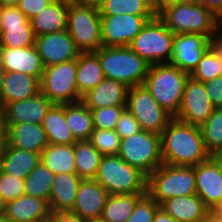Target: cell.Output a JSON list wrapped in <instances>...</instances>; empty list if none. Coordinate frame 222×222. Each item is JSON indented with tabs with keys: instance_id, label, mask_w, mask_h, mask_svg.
<instances>
[{
	"instance_id": "obj_54",
	"label": "cell",
	"mask_w": 222,
	"mask_h": 222,
	"mask_svg": "<svg viewBox=\"0 0 222 222\" xmlns=\"http://www.w3.org/2000/svg\"><path fill=\"white\" fill-rule=\"evenodd\" d=\"M36 222H55V216L50 212L47 216L38 219Z\"/></svg>"
},
{
	"instance_id": "obj_51",
	"label": "cell",
	"mask_w": 222,
	"mask_h": 222,
	"mask_svg": "<svg viewBox=\"0 0 222 222\" xmlns=\"http://www.w3.org/2000/svg\"><path fill=\"white\" fill-rule=\"evenodd\" d=\"M105 0H73L75 4L99 9Z\"/></svg>"
},
{
	"instance_id": "obj_42",
	"label": "cell",
	"mask_w": 222,
	"mask_h": 222,
	"mask_svg": "<svg viewBox=\"0 0 222 222\" xmlns=\"http://www.w3.org/2000/svg\"><path fill=\"white\" fill-rule=\"evenodd\" d=\"M160 205L148 194H145L136 204L126 222H153V217Z\"/></svg>"
},
{
	"instance_id": "obj_13",
	"label": "cell",
	"mask_w": 222,
	"mask_h": 222,
	"mask_svg": "<svg viewBox=\"0 0 222 222\" xmlns=\"http://www.w3.org/2000/svg\"><path fill=\"white\" fill-rule=\"evenodd\" d=\"M35 41L30 20L16 6H0V47L24 48Z\"/></svg>"
},
{
	"instance_id": "obj_33",
	"label": "cell",
	"mask_w": 222,
	"mask_h": 222,
	"mask_svg": "<svg viewBox=\"0 0 222 222\" xmlns=\"http://www.w3.org/2000/svg\"><path fill=\"white\" fill-rule=\"evenodd\" d=\"M65 121L76 141L90 139L94 130L92 112L82 101L65 104Z\"/></svg>"
},
{
	"instance_id": "obj_29",
	"label": "cell",
	"mask_w": 222,
	"mask_h": 222,
	"mask_svg": "<svg viewBox=\"0 0 222 222\" xmlns=\"http://www.w3.org/2000/svg\"><path fill=\"white\" fill-rule=\"evenodd\" d=\"M105 78L98 55L95 52H80L77 57L76 83L79 94L85 95Z\"/></svg>"
},
{
	"instance_id": "obj_16",
	"label": "cell",
	"mask_w": 222,
	"mask_h": 222,
	"mask_svg": "<svg viewBox=\"0 0 222 222\" xmlns=\"http://www.w3.org/2000/svg\"><path fill=\"white\" fill-rule=\"evenodd\" d=\"M35 46L45 67L77 59L80 53L67 30L36 36Z\"/></svg>"
},
{
	"instance_id": "obj_37",
	"label": "cell",
	"mask_w": 222,
	"mask_h": 222,
	"mask_svg": "<svg viewBox=\"0 0 222 222\" xmlns=\"http://www.w3.org/2000/svg\"><path fill=\"white\" fill-rule=\"evenodd\" d=\"M200 129L206 151L210 155L222 151V108H214Z\"/></svg>"
},
{
	"instance_id": "obj_12",
	"label": "cell",
	"mask_w": 222,
	"mask_h": 222,
	"mask_svg": "<svg viewBox=\"0 0 222 222\" xmlns=\"http://www.w3.org/2000/svg\"><path fill=\"white\" fill-rule=\"evenodd\" d=\"M103 46L127 47L143 26L155 16L100 15Z\"/></svg>"
},
{
	"instance_id": "obj_38",
	"label": "cell",
	"mask_w": 222,
	"mask_h": 222,
	"mask_svg": "<svg viewBox=\"0 0 222 222\" xmlns=\"http://www.w3.org/2000/svg\"><path fill=\"white\" fill-rule=\"evenodd\" d=\"M222 75V62L218 52L210 46L202 55L197 67L190 76L200 82H206Z\"/></svg>"
},
{
	"instance_id": "obj_21",
	"label": "cell",
	"mask_w": 222,
	"mask_h": 222,
	"mask_svg": "<svg viewBox=\"0 0 222 222\" xmlns=\"http://www.w3.org/2000/svg\"><path fill=\"white\" fill-rule=\"evenodd\" d=\"M48 144L41 124L25 122L6 125V145L8 147L41 154Z\"/></svg>"
},
{
	"instance_id": "obj_62",
	"label": "cell",
	"mask_w": 222,
	"mask_h": 222,
	"mask_svg": "<svg viewBox=\"0 0 222 222\" xmlns=\"http://www.w3.org/2000/svg\"><path fill=\"white\" fill-rule=\"evenodd\" d=\"M212 217L216 220V222H222V218L217 216H212Z\"/></svg>"
},
{
	"instance_id": "obj_28",
	"label": "cell",
	"mask_w": 222,
	"mask_h": 222,
	"mask_svg": "<svg viewBox=\"0 0 222 222\" xmlns=\"http://www.w3.org/2000/svg\"><path fill=\"white\" fill-rule=\"evenodd\" d=\"M40 162V153L20 150L7 145L0 154V170L7 175L23 180Z\"/></svg>"
},
{
	"instance_id": "obj_9",
	"label": "cell",
	"mask_w": 222,
	"mask_h": 222,
	"mask_svg": "<svg viewBox=\"0 0 222 222\" xmlns=\"http://www.w3.org/2000/svg\"><path fill=\"white\" fill-rule=\"evenodd\" d=\"M77 59L47 66L40 80V92L53 104L77 103L82 100L77 83Z\"/></svg>"
},
{
	"instance_id": "obj_24",
	"label": "cell",
	"mask_w": 222,
	"mask_h": 222,
	"mask_svg": "<svg viewBox=\"0 0 222 222\" xmlns=\"http://www.w3.org/2000/svg\"><path fill=\"white\" fill-rule=\"evenodd\" d=\"M40 92V80L20 72H7L1 91L0 109L10 102L31 98Z\"/></svg>"
},
{
	"instance_id": "obj_56",
	"label": "cell",
	"mask_w": 222,
	"mask_h": 222,
	"mask_svg": "<svg viewBox=\"0 0 222 222\" xmlns=\"http://www.w3.org/2000/svg\"><path fill=\"white\" fill-rule=\"evenodd\" d=\"M5 73H6L5 69L0 64V99H1V91L3 87Z\"/></svg>"
},
{
	"instance_id": "obj_15",
	"label": "cell",
	"mask_w": 222,
	"mask_h": 222,
	"mask_svg": "<svg viewBox=\"0 0 222 222\" xmlns=\"http://www.w3.org/2000/svg\"><path fill=\"white\" fill-rule=\"evenodd\" d=\"M213 42L202 34H174L169 64L191 74Z\"/></svg>"
},
{
	"instance_id": "obj_26",
	"label": "cell",
	"mask_w": 222,
	"mask_h": 222,
	"mask_svg": "<svg viewBox=\"0 0 222 222\" xmlns=\"http://www.w3.org/2000/svg\"><path fill=\"white\" fill-rule=\"evenodd\" d=\"M69 1L55 0L30 19L36 36L67 30Z\"/></svg>"
},
{
	"instance_id": "obj_1",
	"label": "cell",
	"mask_w": 222,
	"mask_h": 222,
	"mask_svg": "<svg viewBox=\"0 0 222 222\" xmlns=\"http://www.w3.org/2000/svg\"><path fill=\"white\" fill-rule=\"evenodd\" d=\"M163 163L194 167L210 158L199 126L172 118L161 134Z\"/></svg>"
},
{
	"instance_id": "obj_35",
	"label": "cell",
	"mask_w": 222,
	"mask_h": 222,
	"mask_svg": "<svg viewBox=\"0 0 222 222\" xmlns=\"http://www.w3.org/2000/svg\"><path fill=\"white\" fill-rule=\"evenodd\" d=\"M100 15L131 14L156 16L152 0H105L99 8Z\"/></svg>"
},
{
	"instance_id": "obj_47",
	"label": "cell",
	"mask_w": 222,
	"mask_h": 222,
	"mask_svg": "<svg viewBox=\"0 0 222 222\" xmlns=\"http://www.w3.org/2000/svg\"><path fill=\"white\" fill-rule=\"evenodd\" d=\"M55 216V222H87L71 211L51 212Z\"/></svg>"
},
{
	"instance_id": "obj_52",
	"label": "cell",
	"mask_w": 222,
	"mask_h": 222,
	"mask_svg": "<svg viewBox=\"0 0 222 222\" xmlns=\"http://www.w3.org/2000/svg\"><path fill=\"white\" fill-rule=\"evenodd\" d=\"M210 158L216 163L222 175V151L210 155Z\"/></svg>"
},
{
	"instance_id": "obj_31",
	"label": "cell",
	"mask_w": 222,
	"mask_h": 222,
	"mask_svg": "<svg viewBox=\"0 0 222 222\" xmlns=\"http://www.w3.org/2000/svg\"><path fill=\"white\" fill-rule=\"evenodd\" d=\"M40 159L55 175L76 173L74 144H48L41 152Z\"/></svg>"
},
{
	"instance_id": "obj_59",
	"label": "cell",
	"mask_w": 222,
	"mask_h": 222,
	"mask_svg": "<svg viewBox=\"0 0 222 222\" xmlns=\"http://www.w3.org/2000/svg\"><path fill=\"white\" fill-rule=\"evenodd\" d=\"M5 211V203L3 202L1 196H0V214H3Z\"/></svg>"
},
{
	"instance_id": "obj_40",
	"label": "cell",
	"mask_w": 222,
	"mask_h": 222,
	"mask_svg": "<svg viewBox=\"0 0 222 222\" xmlns=\"http://www.w3.org/2000/svg\"><path fill=\"white\" fill-rule=\"evenodd\" d=\"M126 106H110L91 109L93 128L115 130L120 115Z\"/></svg>"
},
{
	"instance_id": "obj_25",
	"label": "cell",
	"mask_w": 222,
	"mask_h": 222,
	"mask_svg": "<svg viewBox=\"0 0 222 222\" xmlns=\"http://www.w3.org/2000/svg\"><path fill=\"white\" fill-rule=\"evenodd\" d=\"M81 180L76 173L55 175L48 202L50 212L72 210Z\"/></svg>"
},
{
	"instance_id": "obj_39",
	"label": "cell",
	"mask_w": 222,
	"mask_h": 222,
	"mask_svg": "<svg viewBox=\"0 0 222 222\" xmlns=\"http://www.w3.org/2000/svg\"><path fill=\"white\" fill-rule=\"evenodd\" d=\"M89 141L103 156H117L120 136L115 130L94 129Z\"/></svg>"
},
{
	"instance_id": "obj_46",
	"label": "cell",
	"mask_w": 222,
	"mask_h": 222,
	"mask_svg": "<svg viewBox=\"0 0 222 222\" xmlns=\"http://www.w3.org/2000/svg\"><path fill=\"white\" fill-rule=\"evenodd\" d=\"M222 22V0H195Z\"/></svg>"
},
{
	"instance_id": "obj_44",
	"label": "cell",
	"mask_w": 222,
	"mask_h": 222,
	"mask_svg": "<svg viewBox=\"0 0 222 222\" xmlns=\"http://www.w3.org/2000/svg\"><path fill=\"white\" fill-rule=\"evenodd\" d=\"M55 0H20L16 6L29 20Z\"/></svg>"
},
{
	"instance_id": "obj_6",
	"label": "cell",
	"mask_w": 222,
	"mask_h": 222,
	"mask_svg": "<svg viewBox=\"0 0 222 222\" xmlns=\"http://www.w3.org/2000/svg\"><path fill=\"white\" fill-rule=\"evenodd\" d=\"M109 195L147 193V176L117 156H102L94 178Z\"/></svg>"
},
{
	"instance_id": "obj_27",
	"label": "cell",
	"mask_w": 222,
	"mask_h": 222,
	"mask_svg": "<svg viewBox=\"0 0 222 222\" xmlns=\"http://www.w3.org/2000/svg\"><path fill=\"white\" fill-rule=\"evenodd\" d=\"M49 213L47 201L27 194L6 203L4 211L8 222H36Z\"/></svg>"
},
{
	"instance_id": "obj_61",
	"label": "cell",
	"mask_w": 222,
	"mask_h": 222,
	"mask_svg": "<svg viewBox=\"0 0 222 222\" xmlns=\"http://www.w3.org/2000/svg\"><path fill=\"white\" fill-rule=\"evenodd\" d=\"M0 222H8V220L6 219L4 213L0 214Z\"/></svg>"
},
{
	"instance_id": "obj_53",
	"label": "cell",
	"mask_w": 222,
	"mask_h": 222,
	"mask_svg": "<svg viewBox=\"0 0 222 222\" xmlns=\"http://www.w3.org/2000/svg\"><path fill=\"white\" fill-rule=\"evenodd\" d=\"M20 0H0V6H17Z\"/></svg>"
},
{
	"instance_id": "obj_58",
	"label": "cell",
	"mask_w": 222,
	"mask_h": 222,
	"mask_svg": "<svg viewBox=\"0 0 222 222\" xmlns=\"http://www.w3.org/2000/svg\"><path fill=\"white\" fill-rule=\"evenodd\" d=\"M216 41L222 46V22L220 23L219 35Z\"/></svg>"
},
{
	"instance_id": "obj_32",
	"label": "cell",
	"mask_w": 222,
	"mask_h": 222,
	"mask_svg": "<svg viewBox=\"0 0 222 222\" xmlns=\"http://www.w3.org/2000/svg\"><path fill=\"white\" fill-rule=\"evenodd\" d=\"M145 194L147 193L109 195L99 220L101 222H126L137 202Z\"/></svg>"
},
{
	"instance_id": "obj_57",
	"label": "cell",
	"mask_w": 222,
	"mask_h": 222,
	"mask_svg": "<svg viewBox=\"0 0 222 222\" xmlns=\"http://www.w3.org/2000/svg\"><path fill=\"white\" fill-rule=\"evenodd\" d=\"M211 216H217L222 218V201L218 207L211 213Z\"/></svg>"
},
{
	"instance_id": "obj_11",
	"label": "cell",
	"mask_w": 222,
	"mask_h": 222,
	"mask_svg": "<svg viewBox=\"0 0 222 222\" xmlns=\"http://www.w3.org/2000/svg\"><path fill=\"white\" fill-rule=\"evenodd\" d=\"M126 108L138 121L142 130L154 134L161 135L173 118L143 84L128 88Z\"/></svg>"
},
{
	"instance_id": "obj_36",
	"label": "cell",
	"mask_w": 222,
	"mask_h": 222,
	"mask_svg": "<svg viewBox=\"0 0 222 222\" xmlns=\"http://www.w3.org/2000/svg\"><path fill=\"white\" fill-rule=\"evenodd\" d=\"M55 174L41 162L24 179L25 194L49 202Z\"/></svg>"
},
{
	"instance_id": "obj_50",
	"label": "cell",
	"mask_w": 222,
	"mask_h": 222,
	"mask_svg": "<svg viewBox=\"0 0 222 222\" xmlns=\"http://www.w3.org/2000/svg\"><path fill=\"white\" fill-rule=\"evenodd\" d=\"M153 222H177L169 214H167L161 207L156 211Z\"/></svg>"
},
{
	"instance_id": "obj_5",
	"label": "cell",
	"mask_w": 222,
	"mask_h": 222,
	"mask_svg": "<svg viewBox=\"0 0 222 222\" xmlns=\"http://www.w3.org/2000/svg\"><path fill=\"white\" fill-rule=\"evenodd\" d=\"M147 194L158 205L173 197L196 195L195 166L161 164L147 177Z\"/></svg>"
},
{
	"instance_id": "obj_23",
	"label": "cell",
	"mask_w": 222,
	"mask_h": 222,
	"mask_svg": "<svg viewBox=\"0 0 222 222\" xmlns=\"http://www.w3.org/2000/svg\"><path fill=\"white\" fill-rule=\"evenodd\" d=\"M160 207L177 222H202L211 215L197 195L173 197Z\"/></svg>"
},
{
	"instance_id": "obj_49",
	"label": "cell",
	"mask_w": 222,
	"mask_h": 222,
	"mask_svg": "<svg viewBox=\"0 0 222 222\" xmlns=\"http://www.w3.org/2000/svg\"><path fill=\"white\" fill-rule=\"evenodd\" d=\"M6 146V125L0 109V154Z\"/></svg>"
},
{
	"instance_id": "obj_2",
	"label": "cell",
	"mask_w": 222,
	"mask_h": 222,
	"mask_svg": "<svg viewBox=\"0 0 222 222\" xmlns=\"http://www.w3.org/2000/svg\"><path fill=\"white\" fill-rule=\"evenodd\" d=\"M157 15L173 34H202L213 41L219 35L221 21L196 2L169 5Z\"/></svg>"
},
{
	"instance_id": "obj_63",
	"label": "cell",
	"mask_w": 222,
	"mask_h": 222,
	"mask_svg": "<svg viewBox=\"0 0 222 222\" xmlns=\"http://www.w3.org/2000/svg\"><path fill=\"white\" fill-rule=\"evenodd\" d=\"M87 222H101L100 220H93V221H87Z\"/></svg>"
},
{
	"instance_id": "obj_30",
	"label": "cell",
	"mask_w": 222,
	"mask_h": 222,
	"mask_svg": "<svg viewBox=\"0 0 222 222\" xmlns=\"http://www.w3.org/2000/svg\"><path fill=\"white\" fill-rule=\"evenodd\" d=\"M41 125L49 144L71 145L76 142L65 121V104H53Z\"/></svg>"
},
{
	"instance_id": "obj_20",
	"label": "cell",
	"mask_w": 222,
	"mask_h": 222,
	"mask_svg": "<svg viewBox=\"0 0 222 222\" xmlns=\"http://www.w3.org/2000/svg\"><path fill=\"white\" fill-rule=\"evenodd\" d=\"M0 64L7 72H20L39 80L45 68L35 45L24 48L0 47Z\"/></svg>"
},
{
	"instance_id": "obj_7",
	"label": "cell",
	"mask_w": 222,
	"mask_h": 222,
	"mask_svg": "<svg viewBox=\"0 0 222 222\" xmlns=\"http://www.w3.org/2000/svg\"><path fill=\"white\" fill-rule=\"evenodd\" d=\"M174 34L156 15L130 42L129 48L150 65L167 64L171 60Z\"/></svg>"
},
{
	"instance_id": "obj_3",
	"label": "cell",
	"mask_w": 222,
	"mask_h": 222,
	"mask_svg": "<svg viewBox=\"0 0 222 222\" xmlns=\"http://www.w3.org/2000/svg\"><path fill=\"white\" fill-rule=\"evenodd\" d=\"M104 76L128 88L144 84L150 64L127 47L102 46L95 51Z\"/></svg>"
},
{
	"instance_id": "obj_43",
	"label": "cell",
	"mask_w": 222,
	"mask_h": 222,
	"mask_svg": "<svg viewBox=\"0 0 222 222\" xmlns=\"http://www.w3.org/2000/svg\"><path fill=\"white\" fill-rule=\"evenodd\" d=\"M115 131L120 136V139H122L135 133H139L142 131V129L135 117L129 112L127 108H125L120 115Z\"/></svg>"
},
{
	"instance_id": "obj_18",
	"label": "cell",
	"mask_w": 222,
	"mask_h": 222,
	"mask_svg": "<svg viewBox=\"0 0 222 222\" xmlns=\"http://www.w3.org/2000/svg\"><path fill=\"white\" fill-rule=\"evenodd\" d=\"M52 105L53 103L39 92L31 98L10 102L1 111L5 125L25 122L42 124L47 111Z\"/></svg>"
},
{
	"instance_id": "obj_10",
	"label": "cell",
	"mask_w": 222,
	"mask_h": 222,
	"mask_svg": "<svg viewBox=\"0 0 222 222\" xmlns=\"http://www.w3.org/2000/svg\"><path fill=\"white\" fill-rule=\"evenodd\" d=\"M67 31L80 52H95L103 46L97 8L69 2Z\"/></svg>"
},
{
	"instance_id": "obj_34",
	"label": "cell",
	"mask_w": 222,
	"mask_h": 222,
	"mask_svg": "<svg viewBox=\"0 0 222 222\" xmlns=\"http://www.w3.org/2000/svg\"><path fill=\"white\" fill-rule=\"evenodd\" d=\"M102 156L89 140L76 141L74 143L76 174L82 180H94Z\"/></svg>"
},
{
	"instance_id": "obj_45",
	"label": "cell",
	"mask_w": 222,
	"mask_h": 222,
	"mask_svg": "<svg viewBox=\"0 0 222 222\" xmlns=\"http://www.w3.org/2000/svg\"><path fill=\"white\" fill-rule=\"evenodd\" d=\"M206 93L214 108H222V75L203 82Z\"/></svg>"
},
{
	"instance_id": "obj_55",
	"label": "cell",
	"mask_w": 222,
	"mask_h": 222,
	"mask_svg": "<svg viewBox=\"0 0 222 222\" xmlns=\"http://www.w3.org/2000/svg\"><path fill=\"white\" fill-rule=\"evenodd\" d=\"M211 46L218 52L222 62V46L217 41H214Z\"/></svg>"
},
{
	"instance_id": "obj_19",
	"label": "cell",
	"mask_w": 222,
	"mask_h": 222,
	"mask_svg": "<svg viewBox=\"0 0 222 222\" xmlns=\"http://www.w3.org/2000/svg\"><path fill=\"white\" fill-rule=\"evenodd\" d=\"M108 192L95 180H81L71 212L87 221L99 220Z\"/></svg>"
},
{
	"instance_id": "obj_17",
	"label": "cell",
	"mask_w": 222,
	"mask_h": 222,
	"mask_svg": "<svg viewBox=\"0 0 222 222\" xmlns=\"http://www.w3.org/2000/svg\"><path fill=\"white\" fill-rule=\"evenodd\" d=\"M196 195L212 213L222 201V175L209 158L195 166Z\"/></svg>"
},
{
	"instance_id": "obj_60",
	"label": "cell",
	"mask_w": 222,
	"mask_h": 222,
	"mask_svg": "<svg viewBox=\"0 0 222 222\" xmlns=\"http://www.w3.org/2000/svg\"><path fill=\"white\" fill-rule=\"evenodd\" d=\"M202 222H216V220L210 215L207 219Z\"/></svg>"
},
{
	"instance_id": "obj_8",
	"label": "cell",
	"mask_w": 222,
	"mask_h": 222,
	"mask_svg": "<svg viewBox=\"0 0 222 222\" xmlns=\"http://www.w3.org/2000/svg\"><path fill=\"white\" fill-rule=\"evenodd\" d=\"M118 156L148 177L163 164L161 135L142 130L122 138Z\"/></svg>"
},
{
	"instance_id": "obj_14",
	"label": "cell",
	"mask_w": 222,
	"mask_h": 222,
	"mask_svg": "<svg viewBox=\"0 0 222 222\" xmlns=\"http://www.w3.org/2000/svg\"><path fill=\"white\" fill-rule=\"evenodd\" d=\"M213 110L214 107L205 91L203 82L196 81L189 76L185 83L178 113L174 118L200 127Z\"/></svg>"
},
{
	"instance_id": "obj_41",
	"label": "cell",
	"mask_w": 222,
	"mask_h": 222,
	"mask_svg": "<svg viewBox=\"0 0 222 222\" xmlns=\"http://www.w3.org/2000/svg\"><path fill=\"white\" fill-rule=\"evenodd\" d=\"M25 195L24 180L10 176L0 170V196L6 204Z\"/></svg>"
},
{
	"instance_id": "obj_48",
	"label": "cell",
	"mask_w": 222,
	"mask_h": 222,
	"mask_svg": "<svg viewBox=\"0 0 222 222\" xmlns=\"http://www.w3.org/2000/svg\"><path fill=\"white\" fill-rule=\"evenodd\" d=\"M195 0H152L153 8L158 14L163 8L177 3H194Z\"/></svg>"
},
{
	"instance_id": "obj_4",
	"label": "cell",
	"mask_w": 222,
	"mask_h": 222,
	"mask_svg": "<svg viewBox=\"0 0 222 222\" xmlns=\"http://www.w3.org/2000/svg\"><path fill=\"white\" fill-rule=\"evenodd\" d=\"M190 74L181 69L167 64L150 65L145 87L159 103V105L172 117L178 113L184 87Z\"/></svg>"
},
{
	"instance_id": "obj_22",
	"label": "cell",
	"mask_w": 222,
	"mask_h": 222,
	"mask_svg": "<svg viewBox=\"0 0 222 222\" xmlns=\"http://www.w3.org/2000/svg\"><path fill=\"white\" fill-rule=\"evenodd\" d=\"M128 87L110 78H104L96 87L82 96V102L91 110L101 107L126 106Z\"/></svg>"
}]
</instances>
